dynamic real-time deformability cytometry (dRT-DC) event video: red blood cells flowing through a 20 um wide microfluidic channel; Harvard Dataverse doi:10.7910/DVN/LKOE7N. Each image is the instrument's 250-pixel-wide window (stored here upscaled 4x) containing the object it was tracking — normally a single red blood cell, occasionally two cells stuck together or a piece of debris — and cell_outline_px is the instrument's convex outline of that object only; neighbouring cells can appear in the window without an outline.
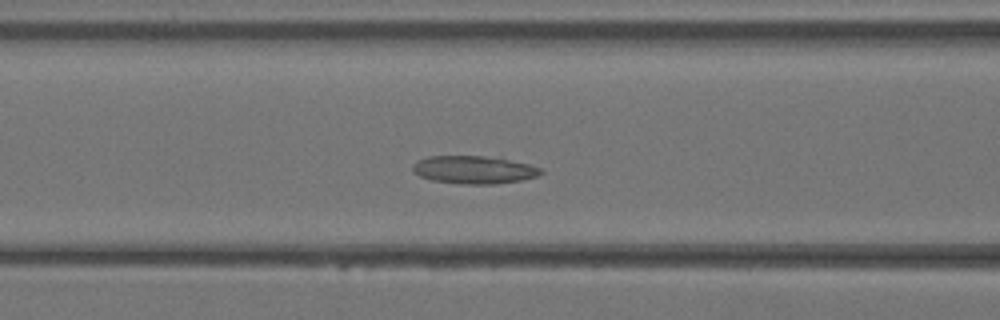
{"species": "Egyptian fruit bat (a non-hibernating species)", "species_latin": "Rousettus aegyptiacus", "temperature_condition": "warm", "stored_images_in_passage": 25, "camera_frame_rate_fps": 3000, "um_per_image_px": 0.085, "animal": {"sex": "female"}, "frame": {"image": 1, "passage_image": 4, "time_ms": 1.0, "image_size_px": [1000, 320], "cell_outline_px": [[544, 172], [536, 176], [520, 180], [496, 184], [464, 184], [432, 180], [420, 176], [412, 172], [412, 164], [416, 160], [428, 156], [484, 156], [508, 160], [528, 164], [540, 168]], "centroid_in_image_um": [40.22, 14.43], "position_along_channel_um": 126.4, "area_um2": 20.69}}
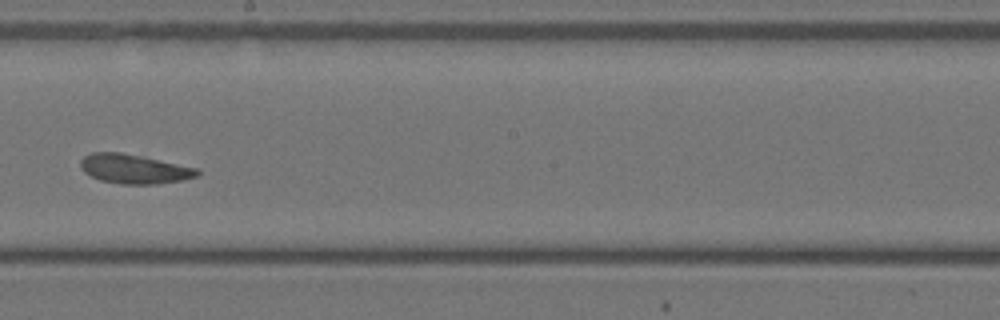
{"frame": {"image": 2, "passage_image": 10, "time_ms": 3.0, "image_size_px": [1000, 320], "cell_outline_px": [[200, 172], [196, 176], [184, 180], [156, 184], [120, 184], [100, 180], [84, 172], [80, 168], [80, 160], [84, 156], [92, 152], [120, 152], [200, 168]], "centroid_in_image_um": [11.41, 14.36], "position_along_channel_um": 236.8, "area_um2": 20.0}}
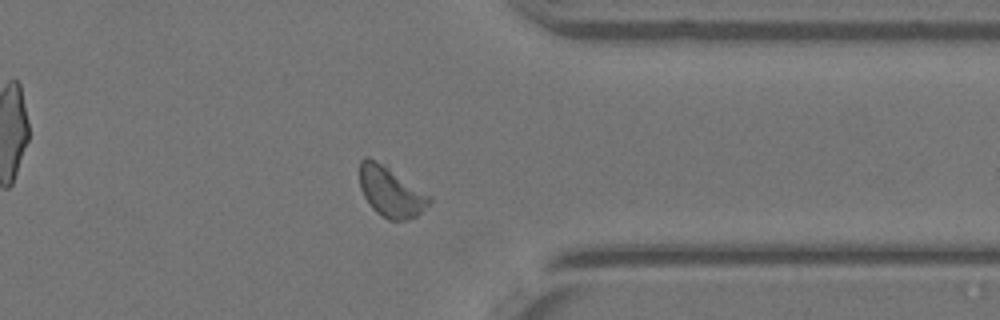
{"frame": {"image": 3, "passage_image": 18, "time_ms": 5.667, "image_size_px": [1000, 320], "cell_outline_px": [[432, 200], [416, 216], [404, 220], [388, 220], [376, 212], [372, 208], [364, 196], [360, 188], [360, 160], [364, 156], [368, 156], [384, 164], [432, 196]], "centroid_in_image_um": [33.21, 16.28], "position_along_channel_um": 378.2, "area_um2": 20.4}}